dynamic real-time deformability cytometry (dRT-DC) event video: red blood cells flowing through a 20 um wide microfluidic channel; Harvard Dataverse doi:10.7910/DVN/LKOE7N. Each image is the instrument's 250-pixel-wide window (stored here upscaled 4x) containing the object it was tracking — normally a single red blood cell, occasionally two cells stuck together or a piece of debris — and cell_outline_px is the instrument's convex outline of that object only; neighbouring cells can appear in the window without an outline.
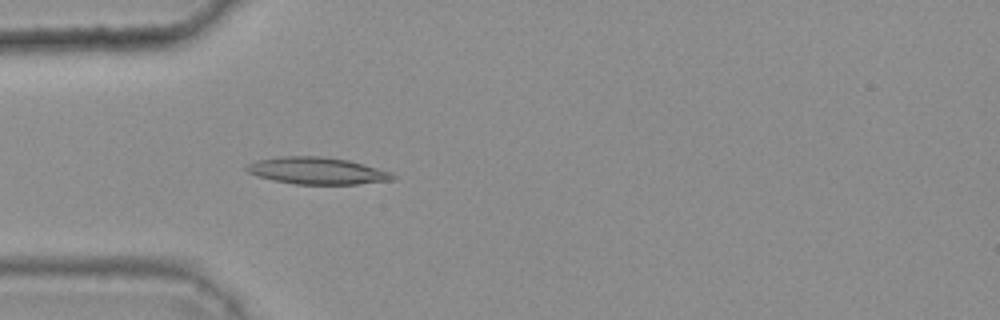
{"species": "common noctule bat (a hibernating species)", "species_latin": "Nyctalus noctula", "temperature_condition": "warm", "stored_images_in_passage": 46, "camera_frame_rate_fps": 3000, "um_per_image_px": 0.085, "animal": {"sex": "female", "body_mass_g": 25.1}, "frame": {"image": 1, "passage_image": 16, "time_ms": 5.0, "image_size_px": [1000, 320], "cell_outline_px": [[396, 180], [356, 184], [296, 184], [272, 180], [256, 176], [248, 172], [244, 168], [248, 164], [256, 160], [280, 156], [324, 156], [348, 160], [364, 164], [392, 172], [396, 176]], "centroid_in_image_um": [26.96, 14.51], "position_along_channel_um": 58.0, "area_um2": 23.18}}
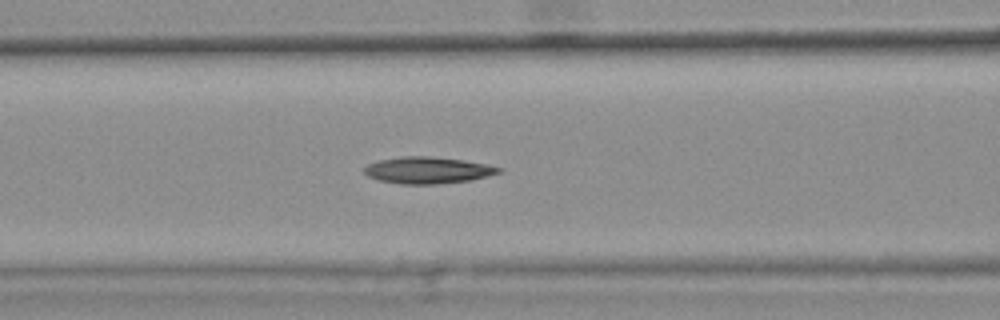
{"frame": {"image": 2, "passage_image": 22, "time_ms": 7.0, "image_size_px": [1000, 320], "cell_outline_px": [[504, 168], [500, 172], [488, 176], [468, 180], [440, 184], [400, 184], [376, 180], [368, 176], [364, 172], [364, 168], [368, 164], [376, 160], [400, 156], [428, 156], [464, 160]], "centroid_in_image_um": [36.31, 14.47], "position_along_channel_um": 130.3, "area_um2": 20.98}}
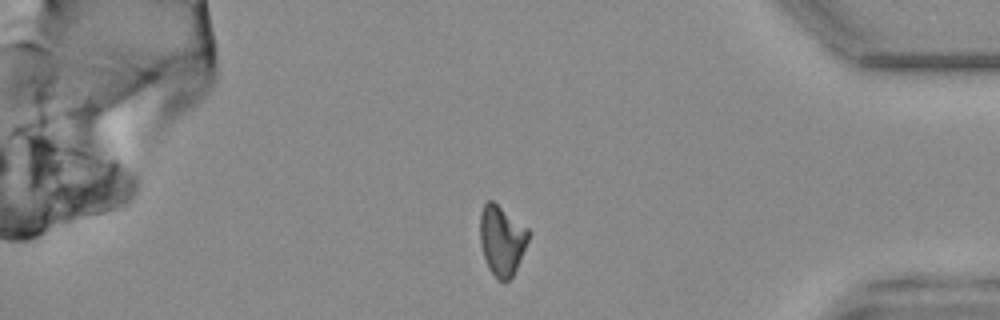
{"frame": {"image": 3, "passage_image": 45, "time_ms": 14.667, "image_size_px": [1000, 320], "cell_outline_px": [[532, 232], [520, 260], [512, 276], [504, 284], [488, 268], [480, 244], [480, 212], [484, 204], [488, 200], [492, 200], [528, 228]], "centroid_in_image_um": [42.66, 20.41], "position_along_channel_um": 392.5, "area_um2": 19.77}}